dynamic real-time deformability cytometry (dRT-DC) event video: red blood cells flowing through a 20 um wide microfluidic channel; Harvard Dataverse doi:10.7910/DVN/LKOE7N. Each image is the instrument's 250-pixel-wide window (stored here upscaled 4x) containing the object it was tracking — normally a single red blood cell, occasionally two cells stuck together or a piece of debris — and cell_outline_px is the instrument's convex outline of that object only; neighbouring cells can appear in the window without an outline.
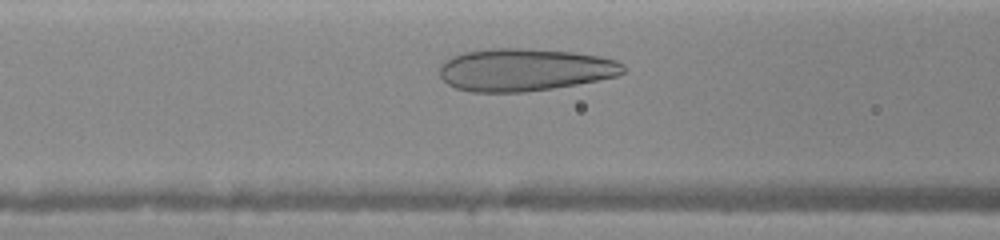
{"species": "human", "species_latin": "Homo sapiens", "temperature_condition": "warm", "stored_images_in_passage": 23, "camera_frame_rate_fps": 3000, "um_per_image_px": 0.085, "donor": {"sex": "female"}, "frame": {"image": 1, "passage_image": 5, "time_ms": 2.0, "image_size_px": [1000, 240], "cell_outline_px": [[624, 72], [616, 76], [576, 84], [552, 88], [524, 92], [472, 92], [456, 88], [448, 84], [440, 76], [440, 64], [444, 60], [452, 56], [464, 52], [492, 48], [528, 48], [572, 52], [600, 56], [616, 60], [624, 64]], "centroid_in_image_um": [44.57, 5.92], "position_along_channel_um": 122.0, "area_um2": 45.55}}
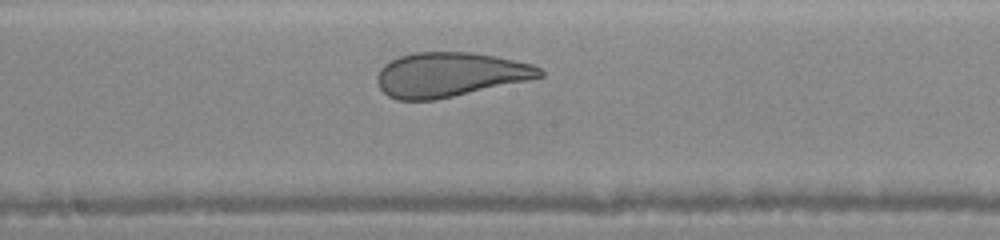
{"frame": {"image": 2, "passage_image": 11, "time_ms": 4.0, "image_size_px": [1000, 240], "cell_outline_px": [[544, 76], [528, 80], [436, 100], [396, 100], [388, 96], [380, 88], [376, 80], [376, 76], [380, 68], [384, 64], [400, 56], [416, 52], [472, 52], [496, 56], [532, 64], [540, 68], [544, 72]], "centroid_in_image_um": [38.22, 6.34], "position_along_channel_um": 210.0, "area_um2": 42.14}}
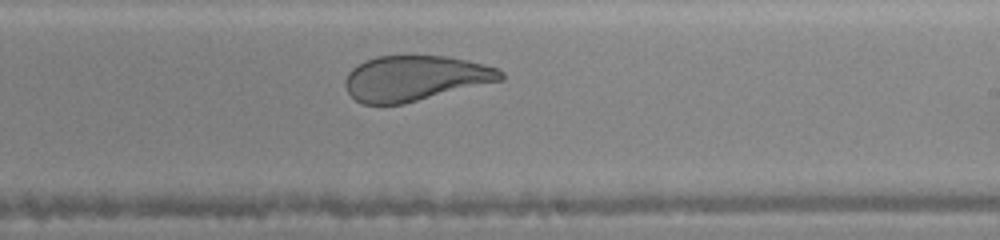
{"frame": {"image": 3, "passage_image": 14, "time_ms": 5.0, "image_size_px": [1000, 240], "cell_outline_px": [[504, 80], [404, 104], [360, 104], [348, 92], [344, 84], [344, 80], [348, 72], [356, 64], [364, 60], [376, 56], [448, 56], [484, 64], [500, 68], [504, 72]], "centroid_in_image_um": [35.29, 6.65], "position_along_channel_um": 253.7, "area_um2": 41.44}}